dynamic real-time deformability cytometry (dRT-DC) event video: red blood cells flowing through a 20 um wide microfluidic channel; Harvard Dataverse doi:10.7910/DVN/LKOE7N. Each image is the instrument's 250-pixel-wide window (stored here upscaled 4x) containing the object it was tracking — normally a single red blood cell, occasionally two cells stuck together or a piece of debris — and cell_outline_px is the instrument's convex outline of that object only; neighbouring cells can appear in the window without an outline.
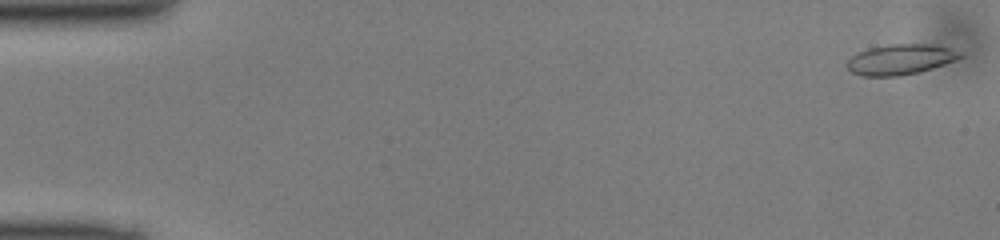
{"species": "common noctule bat (a hibernating species)", "species_latin": "Nyctalus noctula", "temperature_condition": "cold", "stored_images_in_passage": 49, "camera_frame_rate_fps": 3000, "um_per_image_px": 0.085, "animal": {"sex": "male", "body_mass_g": 13.0, "forearm_length_mm": 53.1}, "frame": {"image": 1, "passage_image": 1, "time_ms": 0.0, "image_size_px": [1000, 240], "cell_outline_px": [[964, 56], [956, 60], [932, 68], [900, 76], [860, 76], [852, 72], [844, 64], [856, 52], [868, 48], [888, 44], [928, 44], [952, 48], [964, 52]], "centroid_in_image_um": [76.53, 5.04], "position_along_channel_um": 8.5, "area_um2": 20.23}}
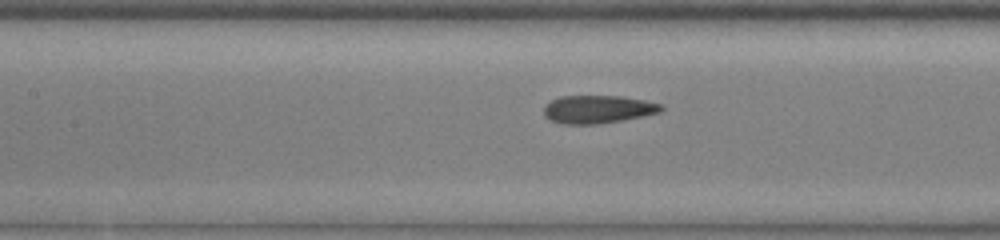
{"frame": {"image": 2, "passage_image": 22, "time_ms": 7.0, "image_size_px": [1000, 240], "cell_outline_px": [[664, 108], [660, 112], [620, 120], [596, 124], [564, 124], [548, 120], [544, 116], [544, 104], [560, 96], [620, 96], [644, 100], [660, 104]], "centroid_in_image_um": [50.75, 9.28], "position_along_channel_um": 156.6, "area_um2": 19.02}}
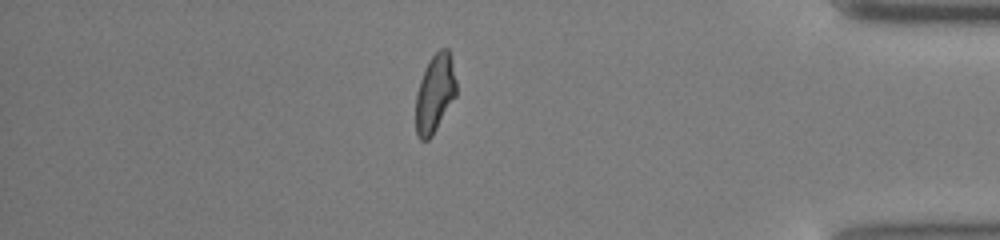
{"frame": {"image": 3, "passage_image": 42, "time_ms": 13.667, "image_size_px": [1000, 240], "cell_outline_px": [[456, 96], [432, 136], [428, 140], [420, 140], [416, 132], [416, 92], [420, 80], [428, 60], [440, 48], [448, 48], [452, 60], [456, 80]], "centroid_in_image_um": [36.96, 7.93], "position_along_channel_um": 398.2, "area_um2": 18.55}}